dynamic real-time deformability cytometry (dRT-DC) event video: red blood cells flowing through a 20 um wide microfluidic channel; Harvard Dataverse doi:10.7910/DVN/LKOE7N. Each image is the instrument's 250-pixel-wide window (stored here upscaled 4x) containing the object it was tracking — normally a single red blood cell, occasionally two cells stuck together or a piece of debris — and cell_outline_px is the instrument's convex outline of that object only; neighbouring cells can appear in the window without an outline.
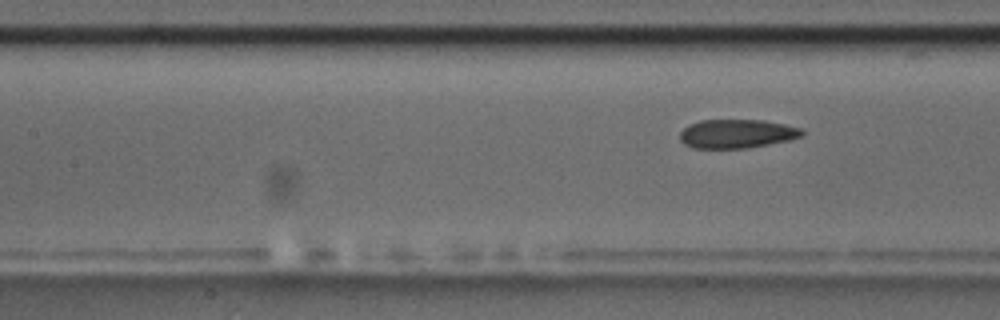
{"species": "common noctule bat (a hibernating species)", "species_latin": "Nyctalus noctula", "temperature_condition": "room temperature", "stored_images_in_passage": 6, "segment_of_instrument_passage": [2, 2], "camera_frame_rate_fps": 3000, "um_per_image_px": 0.085, "animal": {"sex": "male", "body_mass_g": 17.5, "forearm_length_mm": 52.3}, "frame": {"image": 1, "passage_image": 6, "time_ms": 5.667, "image_size_px": [1000, 320], "cell_outline_px": [[804, 136], [788, 140], [748, 148], [692, 148], [684, 144], [680, 140], [680, 132], [688, 124], [700, 120], [764, 120], [804, 128]], "centroid_in_image_um": [62.64, 11.36], "position_along_channel_um": 144.8, "area_um2": 20.69}}